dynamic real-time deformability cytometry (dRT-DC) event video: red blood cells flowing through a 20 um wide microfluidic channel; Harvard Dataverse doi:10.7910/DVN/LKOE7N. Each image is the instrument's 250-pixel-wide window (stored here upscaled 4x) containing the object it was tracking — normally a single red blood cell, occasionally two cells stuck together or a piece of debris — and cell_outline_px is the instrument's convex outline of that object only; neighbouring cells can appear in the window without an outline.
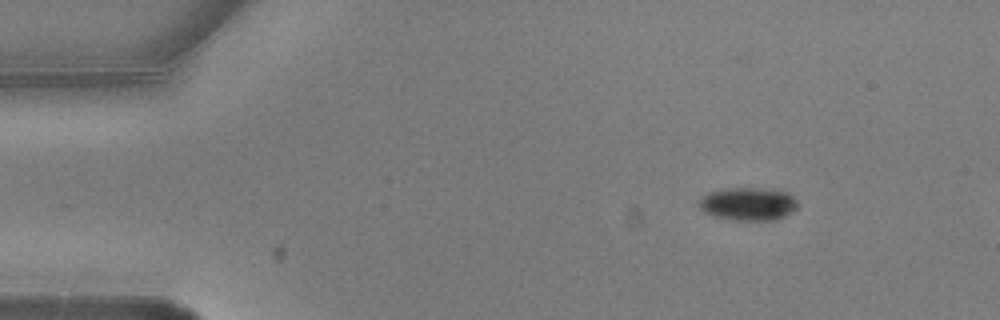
{"species": "common noctule bat (a hibernating species)", "species_latin": "Nyctalus noctula", "temperature_condition": "warm", "stored_images_in_passage": 2, "camera_frame_rate_fps": 3000, "um_per_image_px": 0.085, "animal": {"sex": "male", "body_mass_g": 20.5, "forearm_length_mm": 52.5}, "frame": {"image": 1, "passage_image": 1, "time_ms": 0.0, "image_size_px": [1000, 320], "cell_outline_px": [[796, 208], [784, 216], [776, 220], [728, 220], [712, 216], [704, 212], [696, 204], [708, 192], [724, 188], [776, 188], [788, 192], [796, 200]], "centroid_in_image_um": [63.57, 17.32], "position_along_channel_um": 21.4, "area_um2": 19.31}}